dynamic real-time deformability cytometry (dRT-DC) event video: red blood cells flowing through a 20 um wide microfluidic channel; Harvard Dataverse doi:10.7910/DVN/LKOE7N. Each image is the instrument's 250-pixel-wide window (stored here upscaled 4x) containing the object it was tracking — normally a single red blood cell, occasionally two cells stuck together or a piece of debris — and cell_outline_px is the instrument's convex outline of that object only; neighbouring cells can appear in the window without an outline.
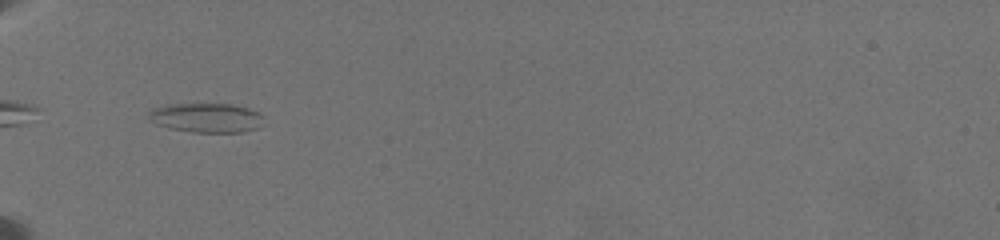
{"species": "common noctule bat (a hibernating species)", "species_latin": "Nyctalus noctula", "temperature_condition": "warm", "stored_images_in_passage": 29, "camera_frame_rate_fps": 3000, "um_per_image_px": 0.085, "animal": {"sex": "female", "body_mass_g": 19.5, "forearm_length_mm": 54.1}, "frame": {"image": 1, "passage_image": 1, "time_ms": 0.0, "image_size_px": [1000, 240], "cell_outline_px": [[264, 116], [260, 128], [244, 132], [192, 132], [168, 128], [156, 124], [148, 120], [148, 112], [156, 108], [168, 104], [232, 104], [248, 108], [260, 112]], "centroid_in_image_um": [17.57, 10.02], "position_along_channel_um": 67.4, "area_um2": 19.94}}
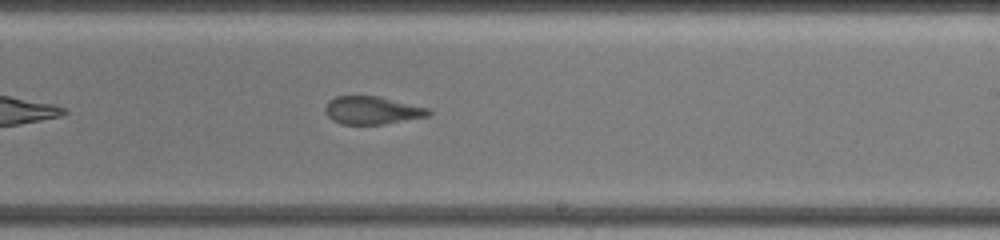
{"frame": {"image": 2, "passage_image": 17, "time_ms": 5.667, "image_size_px": [1000, 240], "cell_outline_px": [[432, 112], [428, 116], [384, 124], [340, 124], [332, 120], [328, 116], [324, 108], [328, 100], [336, 96], [376, 96], [428, 108]], "centroid_in_image_um": [31.59, 9.38], "position_along_channel_um": 257.4, "area_um2": 16.65}}
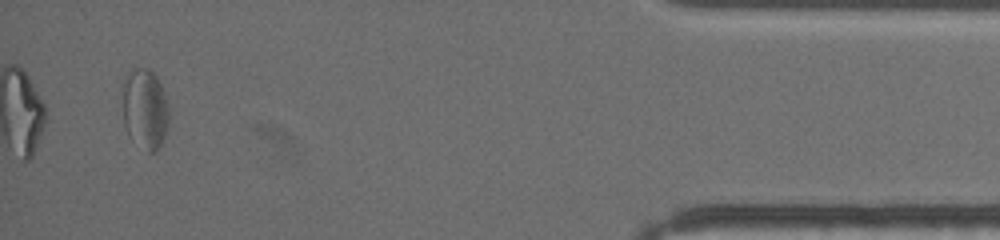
{"frame": {"image": 3, "passage_image": 28, "time_ms": 12.0, "image_size_px": [1000, 240], "cell_outline_px": [[168, 124], [164, 136], [156, 152], [148, 152], [124, 124], [124, 80], [128, 72], [132, 68], [144, 68], [152, 72], [156, 76], [164, 92], [168, 104]], "centroid_in_image_um": [12.36, 9.19], "position_along_channel_um": 422.8, "area_um2": 20.81}, "authors_computed_cell_mechanics": {"area_um2": 17.8602, "velocity_mm_per_s": 3.5151, "shape_relaxation_time_tau1_ms": null, "shape_relaxation_time_tau2_ms": 2.5338, "deformation_change_tau1": null, "deformation_change_tau2": 0.1111}}